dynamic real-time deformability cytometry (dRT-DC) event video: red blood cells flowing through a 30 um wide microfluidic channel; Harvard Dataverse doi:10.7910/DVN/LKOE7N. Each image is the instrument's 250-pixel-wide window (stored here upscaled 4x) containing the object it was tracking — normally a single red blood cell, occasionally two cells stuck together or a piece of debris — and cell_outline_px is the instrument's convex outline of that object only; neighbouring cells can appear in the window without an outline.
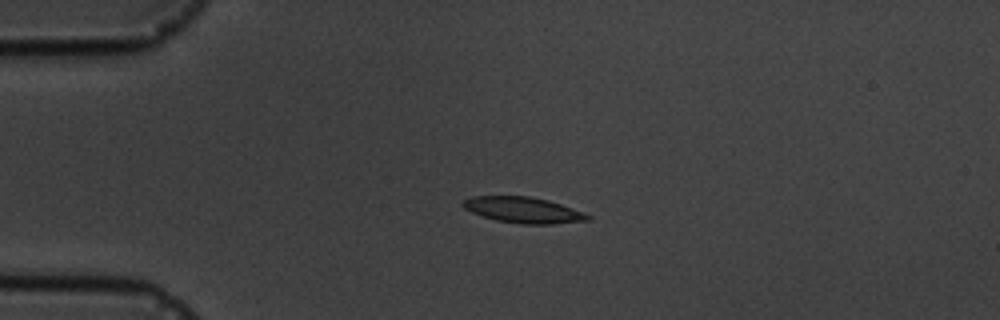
{"species": "common noctule bat (a hibernating species)", "species_latin": "Nyctalus noctula", "temperature_condition": "cold", "stored_images_in_passage": 5, "camera_frame_rate_fps": 3000, "um_per_image_px": 0.085, "animal": {"sex": "male", "body_mass_g": 19.5, "forearm_length_mm": 54.6}, "frame": {"image": 1, "passage_image": 4, "time_ms": 3.667, "image_size_px": [1000, 320], "cell_outline_px": [[592, 216], [588, 220], [552, 224], [524, 224], [496, 220], [472, 212], [464, 208], [460, 204], [464, 200], [472, 196], [528, 196], [548, 200], [584, 212]], "centroid_in_image_um": [44.47, 17.84], "position_along_channel_um": 40.5, "area_um2": 18.67}}